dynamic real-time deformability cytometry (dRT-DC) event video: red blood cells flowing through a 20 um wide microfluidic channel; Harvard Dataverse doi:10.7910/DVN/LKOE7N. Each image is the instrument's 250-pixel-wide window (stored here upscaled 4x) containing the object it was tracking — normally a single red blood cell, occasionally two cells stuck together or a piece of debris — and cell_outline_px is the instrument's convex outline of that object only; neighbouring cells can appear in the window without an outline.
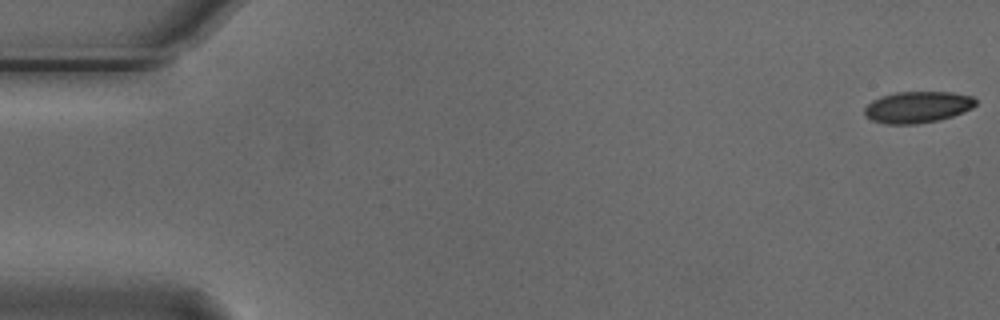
{"species": "Egyptian fruit bat (a non-hibernating species)", "species_latin": "Rousettus aegyptiacus", "temperature_condition": "cold", "stored_images_in_passage": 55, "camera_frame_rate_fps": 3000, "um_per_image_px": 0.085, "animal": {"sex": "male"}, "frame": {"image": 1, "passage_image": 1, "time_ms": 0.0, "image_size_px": [1000, 320], "cell_outline_px": [[976, 104], [972, 108], [952, 116], [940, 120], [916, 124], [888, 124], [872, 120], [864, 112], [864, 108], [872, 100], [880, 96], [896, 92], [952, 92], [972, 96], [976, 100]], "centroid_in_image_um": [77.99, 9.1], "position_along_channel_um": 7.0, "area_um2": 20.35}}
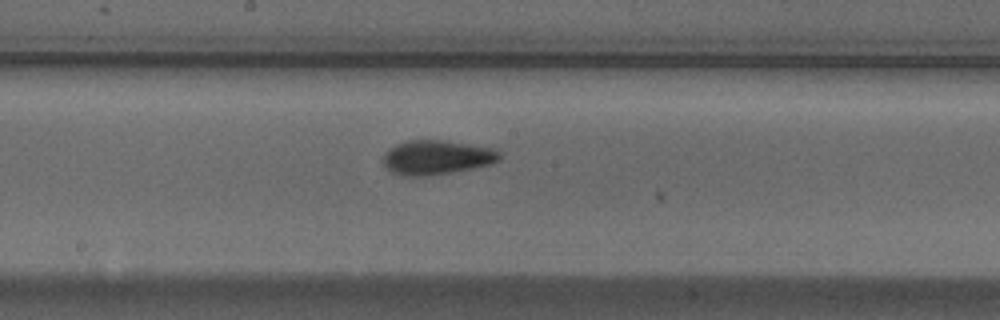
{"frame": {"image": 2, "passage_image": 29, "time_ms": 9.333, "image_size_px": [1000, 320], "cell_outline_px": [[500, 160], [492, 164], [452, 172], [424, 176], [400, 176], [392, 172], [384, 164], [384, 152], [396, 144], [408, 140], [444, 140], [496, 148], [500, 152]], "centroid_in_image_um": [37.14, 13.37], "position_along_channel_um": 211.1, "area_um2": 23.41}}
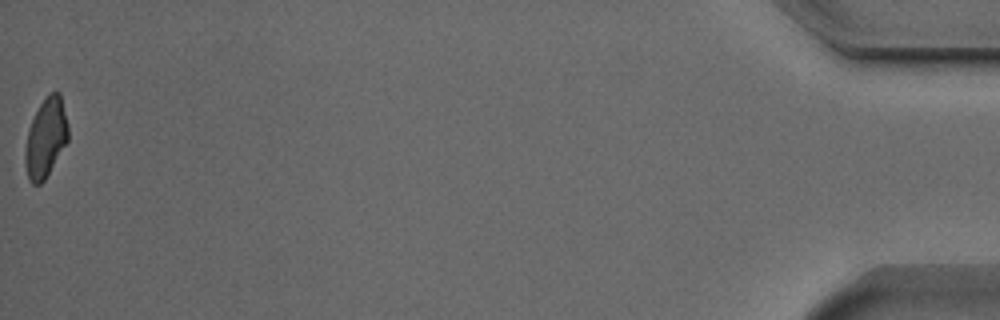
{"frame": {"image": 3, "passage_image": 55, "time_ms": 18.0, "image_size_px": [1000, 320], "cell_outline_px": [[68, 140], [44, 180], [40, 184], [32, 184], [28, 180], [24, 164], [24, 152], [28, 128], [40, 104], [48, 92], [60, 92], [68, 124]], "centroid_in_image_um": [3.87, 11.72], "position_along_channel_um": 431.3, "area_um2": 19.88}, "authors_computed_cell_mechanics": {"area_um2": 21.2704, "velocity_mm_per_s": 3.7425, "shape_relaxation_time_tau1_ms": 4.1532, "shape_relaxation_time_tau2_ms": 2.3653, "deformation_change_tau1": 0.1181, "deformation_change_tau2": 0.0807}}